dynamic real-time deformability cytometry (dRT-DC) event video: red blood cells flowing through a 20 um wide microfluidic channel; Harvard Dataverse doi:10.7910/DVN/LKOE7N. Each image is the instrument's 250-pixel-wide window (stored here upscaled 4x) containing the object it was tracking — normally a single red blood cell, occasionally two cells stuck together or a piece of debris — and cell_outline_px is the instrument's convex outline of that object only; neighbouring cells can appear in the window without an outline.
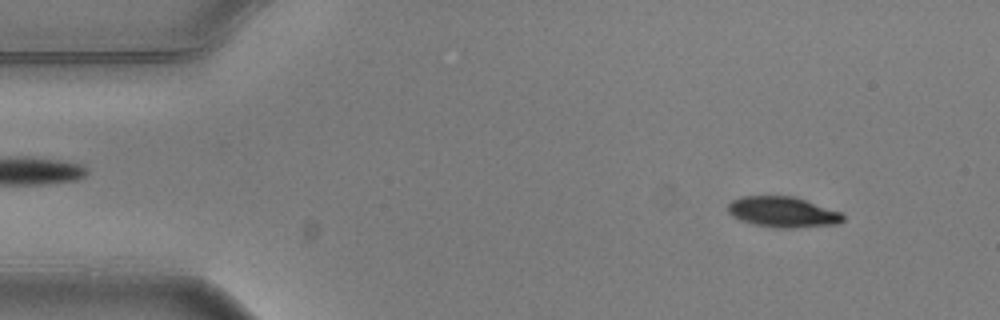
{"species": "common noctule bat (a hibernating species)", "species_latin": "Nyctalus noctula", "temperature_condition": "warm", "stored_images_in_passage": 3, "camera_frame_rate_fps": 3000, "um_per_image_px": 0.085, "animal": {"sex": "male", "body_mass_g": 20.5, "forearm_length_mm": 52.5}, "frame": {"image": 1, "passage_image": 1, "time_ms": 0.0, "image_size_px": [1000, 320], "cell_outline_px": [[844, 220], [840, 224], [796, 228], [776, 228], [752, 224], [740, 220], [732, 216], [728, 212], [728, 204], [732, 200], [740, 196], [796, 196], [840, 212], [844, 216]], "centroid_in_image_um": [66.54, 18.03], "position_along_channel_um": 18.5, "area_um2": 20.81}}